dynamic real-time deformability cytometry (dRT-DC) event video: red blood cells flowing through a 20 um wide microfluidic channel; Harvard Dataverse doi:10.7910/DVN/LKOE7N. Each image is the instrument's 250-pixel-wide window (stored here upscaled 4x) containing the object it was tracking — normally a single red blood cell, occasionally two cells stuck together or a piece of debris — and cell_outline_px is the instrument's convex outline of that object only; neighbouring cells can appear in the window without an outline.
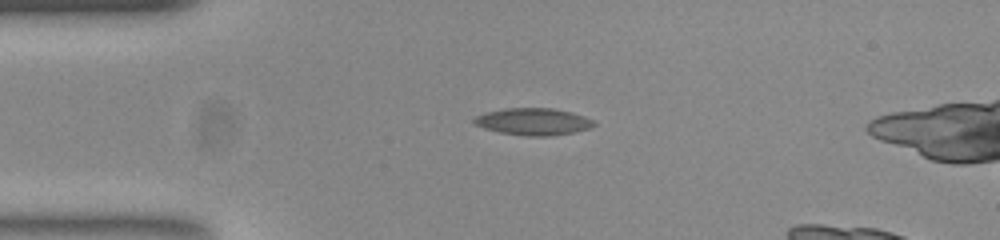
{"species": "common noctule bat (a hibernating species)", "species_latin": "Nyctalus noctula", "temperature_condition": "room temperature", "stored_images_in_passage": 48, "camera_frame_rate_fps": 3000, "um_per_image_px": 0.085, "animal": {"sex": "female", "body_mass_g": 23.0, "forearm_length_mm": 53.4}, "frame": {"image": 1, "passage_image": 11, "time_ms": 3.333, "image_size_px": [1000, 240], "cell_outline_px": [[596, 124], [592, 128], [552, 136], [524, 136], [500, 132], [484, 128], [476, 124], [472, 120], [476, 116], [484, 112], [504, 108], [552, 108], [572, 112], [584, 116], [592, 120]], "centroid_in_image_um": [45.33, 10.33], "position_along_channel_um": 39.7, "area_um2": 18.9}}
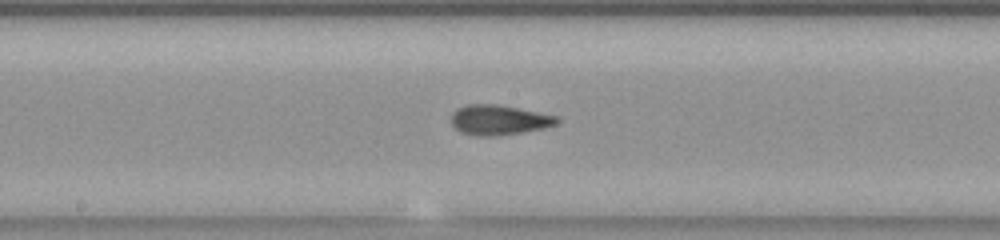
{"frame": {"image": 2, "passage_image": 26, "time_ms": 8.333, "image_size_px": [1000, 240], "cell_outline_px": [[560, 120], [556, 124], [544, 128], [520, 132], [492, 136], [484, 136], [460, 132], [452, 124], [452, 112], [456, 108], [464, 104], [496, 104], [556, 116]], "centroid_in_image_um": [42.36, 10.18], "position_along_channel_um": 205.8, "area_um2": 18.15}}
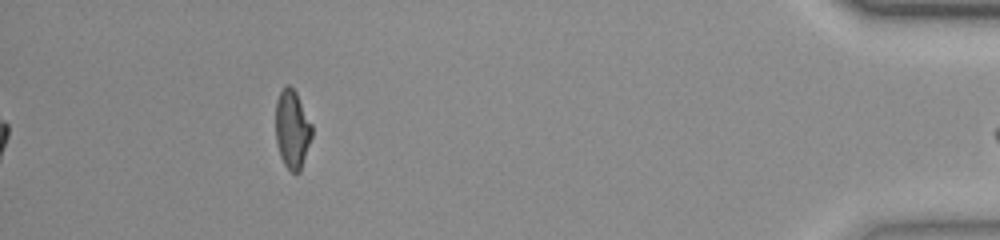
{"frame": {"image": 3, "passage_image": 47, "time_ms": 15.333, "image_size_px": [1000, 240], "cell_outline_px": [[312, 136], [300, 172], [296, 176], [284, 164], [280, 156], [276, 144], [276, 100], [280, 92], [288, 84], [296, 92], [312, 124]], "centroid_in_image_um": [24.84, 11.02], "position_along_channel_um": 410.4, "area_um2": 16.65}}